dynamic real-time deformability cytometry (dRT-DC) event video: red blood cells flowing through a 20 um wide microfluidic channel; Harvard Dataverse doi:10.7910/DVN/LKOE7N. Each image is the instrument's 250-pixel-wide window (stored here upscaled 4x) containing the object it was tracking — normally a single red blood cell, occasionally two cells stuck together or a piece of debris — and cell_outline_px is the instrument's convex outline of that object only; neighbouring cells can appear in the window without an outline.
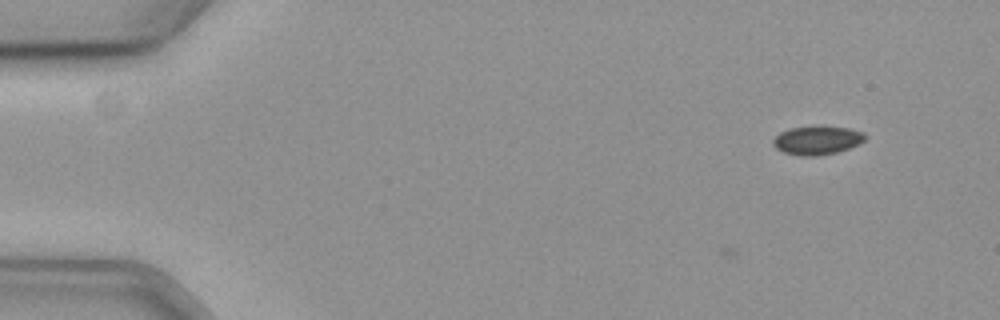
{"species": "common noctule bat (a hibernating species)", "species_latin": "Nyctalus noctula", "temperature_condition": "cold", "stored_images_in_passage": 3, "camera_frame_rate_fps": 3000, "um_per_image_px": 0.085, "animal": {"sex": "female", "body_mass_g": 19.3, "forearm_length_mm": 54.1}, "frame": {"image": 1, "passage_image": 3, "time_ms": 0.667, "image_size_px": [1000, 320], "cell_outline_px": [[868, 136], [860, 144], [836, 152], [812, 156], [808, 156], [784, 152], [776, 148], [772, 144], [772, 140], [780, 132], [788, 128], [848, 128], [864, 132]], "centroid_in_image_um": [69.47, 11.94], "position_along_channel_um": 15.5, "area_um2": 14.8}}